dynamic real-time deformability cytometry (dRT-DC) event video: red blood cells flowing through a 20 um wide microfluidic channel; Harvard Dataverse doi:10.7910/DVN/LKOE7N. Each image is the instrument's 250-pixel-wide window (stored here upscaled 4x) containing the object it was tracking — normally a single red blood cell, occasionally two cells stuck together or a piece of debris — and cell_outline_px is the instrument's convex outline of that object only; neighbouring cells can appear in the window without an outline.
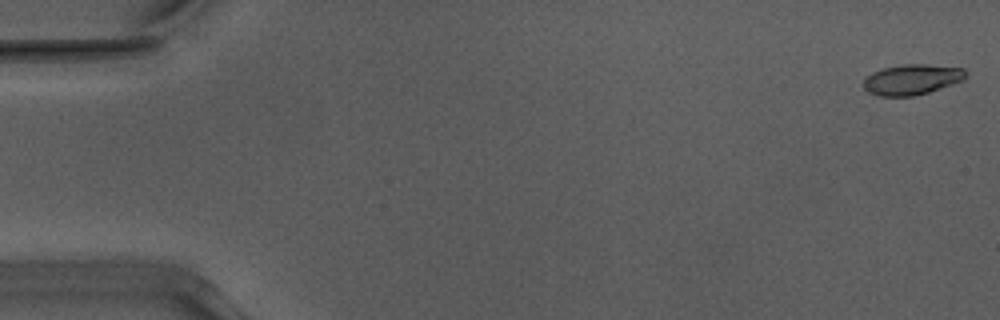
{"species": "Egyptian fruit bat (a non-hibernating species)", "species_latin": "Rousettus aegyptiacus", "temperature_condition": "warm", "stored_images_in_passage": 39, "camera_frame_rate_fps": 3000, "um_per_image_px": 0.085, "animal": {"sex": "male"}, "frame": {"image": 1, "passage_image": 1, "time_ms": 0.0, "image_size_px": [1000, 320], "cell_outline_px": [[964, 76], [960, 80], [928, 92], [912, 96], [880, 96], [868, 92], [864, 88], [864, 80], [872, 72], [884, 68], [904, 64], [924, 64], [964, 68]], "centroid_in_image_um": [77.44, 6.75], "position_along_channel_um": 7.6, "area_um2": 17.63}}
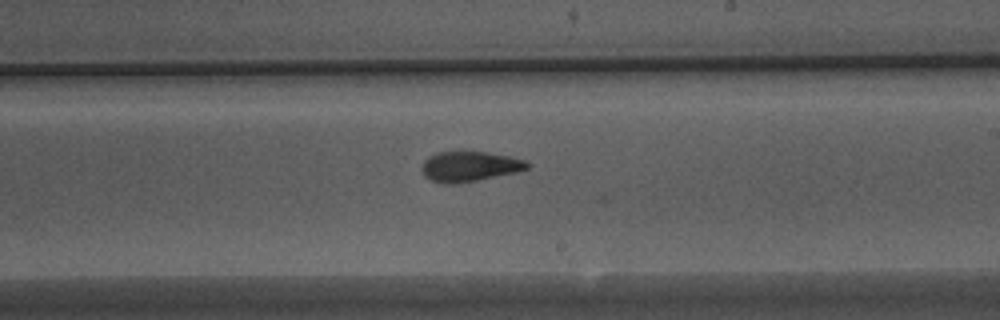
{"frame": {"image": 2, "passage_image": 31, "time_ms": 10.0, "image_size_px": [1000, 320], "cell_outline_px": [[532, 164], [528, 168], [516, 172], [476, 180], [452, 184], [444, 184], [432, 180], [424, 176], [420, 168], [424, 160], [428, 156], [436, 152], [460, 148], [488, 152], [528, 160]], "centroid_in_image_um": [39.88, 14.09], "position_along_channel_um": 249.1, "area_um2": 19.31}}
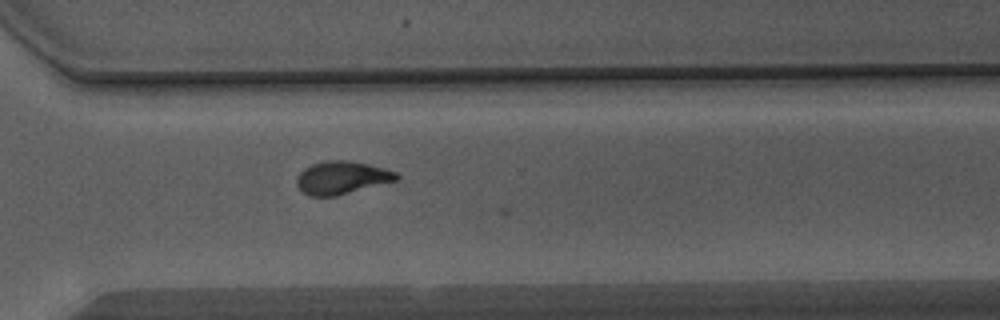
{"frame": {"image": 3, "passage_image": 38, "time_ms": 12.333, "image_size_px": [1000, 320], "cell_outline_px": [[400, 176], [396, 180], [336, 196], [312, 196], [304, 192], [296, 184], [296, 180], [300, 172], [304, 168], [312, 164], [328, 160], [344, 160], [368, 164], [384, 168], [396, 172]], "centroid_in_image_um": [29.04, 15.09], "position_along_channel_um": 341.6, "area_um2": 18.84}}